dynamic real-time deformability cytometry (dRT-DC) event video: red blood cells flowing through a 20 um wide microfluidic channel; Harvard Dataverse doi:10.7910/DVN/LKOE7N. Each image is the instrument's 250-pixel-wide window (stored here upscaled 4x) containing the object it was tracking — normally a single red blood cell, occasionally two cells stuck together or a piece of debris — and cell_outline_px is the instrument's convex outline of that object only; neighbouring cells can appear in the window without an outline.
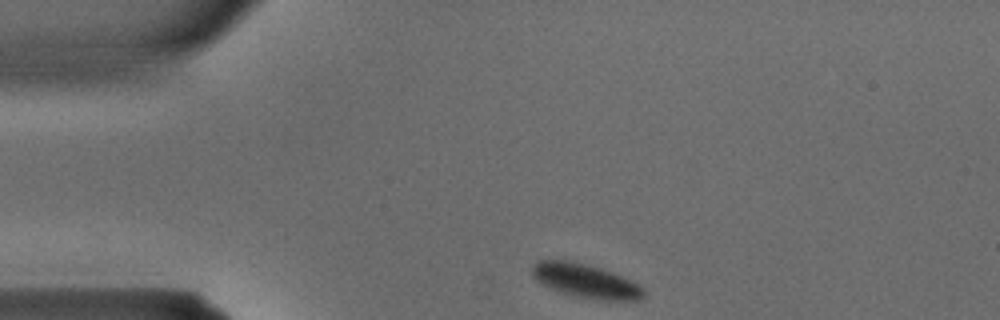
{"species": "common noctule bat (a hibernating species)", "species_latin": "Nyctalus noctula", "temperature_condition": "warm", "stored_images_in_passage": 23, "camera_frame_rate_fps": 3000, "um_per_image_px": 0.085, "animal": {"sex": "male", "body_mass_g": 15.6}, "frame": {"image": 1, "passage_image": 1, "time_ms": 0.0, "image_size_px": [1000, 320], "cell_outline_px": [[644, 296], [640, 300], [600, 300], [576, 296], [560, 292], [540, 284], [532, 276], [532, 264], [536, 260], [568, 260], [600, 268], [612, 272], [632, 280], [644, 288]], "centroid_in_image_um": [49.76, 23.87], "position_along_channel_um": 35.2, "area_um2": 22.14}}
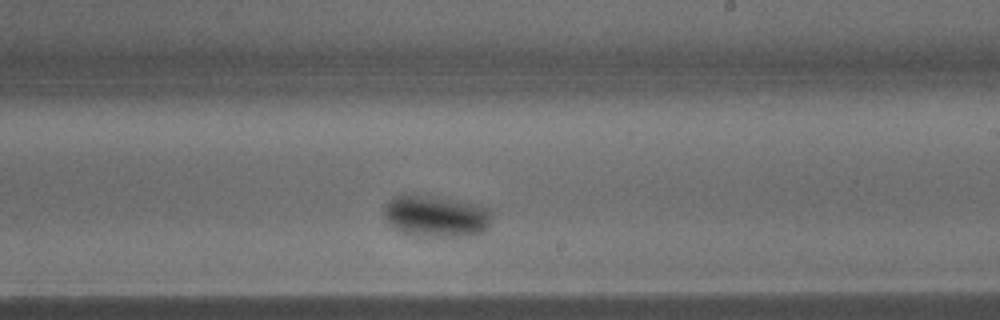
{"frame": {"image": 2, "passage_image": 15, "time_ms": 4.667, "image_size_px": [1000, 320], "cell_outline_px": [[492, 212], [488, 228], [484, 232], [472, 236], [416, 236], [400, 232], [392, 228], [384, 216], [384, 208], [396, 196], [416, 196], [456, 200], [476, 204], [488, 208]], "centroid_in_image_um": [37.1, 18.43], "position_along_channel_um": 251.9, "area_um2": 25.78}}
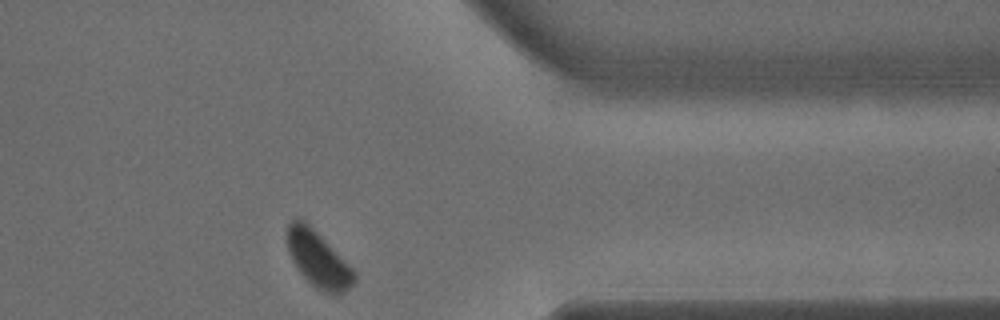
{"frame": {"image": 3, "passage_image": 23, "time_ms": 7.333, "image_size_px": [1000, 320], "cell_outline_px": [[356, 280], [344, 292], [336, 296], [332, 296], [316, 288], [296, 268], [288, 252], [288, 224], [292, 220], [304, 220], [356, 272]], "centroid_in_image_um": [27.06, 22.09], "position_along_channel_um": 384.3, "area_um2": 21.39}}